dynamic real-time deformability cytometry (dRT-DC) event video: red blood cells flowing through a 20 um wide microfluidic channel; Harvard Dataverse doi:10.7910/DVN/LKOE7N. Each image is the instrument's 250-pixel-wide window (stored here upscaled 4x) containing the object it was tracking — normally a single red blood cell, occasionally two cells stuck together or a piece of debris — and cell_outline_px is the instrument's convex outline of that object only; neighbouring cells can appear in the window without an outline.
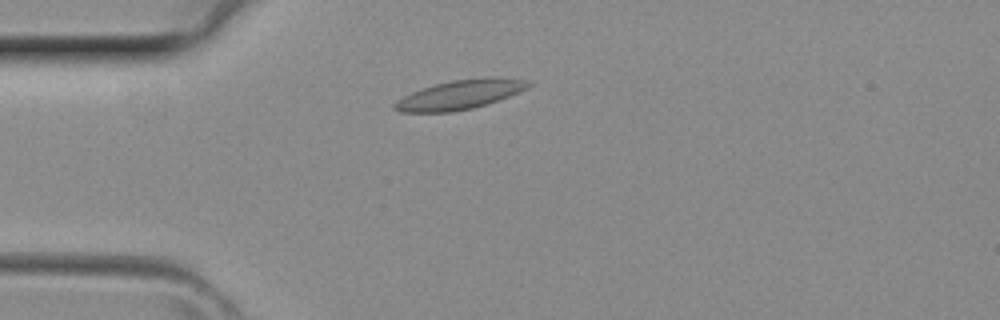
{"species": "common noctule bat (a hibernating species)", "species_latin": "Nyctalus noctula", "temperature_condition": "room temperature", "stored_images_in_passage": 1, "camera_frame_rate_fps": 3000, "um_per_image_px": 0.085, "animal": {"sex": "female", "body_mass_g": 29.2, "forearm_length_mm": 56.3}, "frame": {"image": 1, "passage_image": 1, "time_ms": 0.0, "image_size_px": [1000, 320], "cell_outline_px": [[532, 84], [528, 88], [508, 96], [472, 108], [452, 112], [400, 112], [392, 108], [392, 104], [396, 100], [412, 92], [436, 84], [452, 80], [488, 76], [496, 76], [528, 80]], "centroid_in_image_um": [39.09, 8.03], "position_along_channel_um": 45.9, "area_um2": 22.77}}